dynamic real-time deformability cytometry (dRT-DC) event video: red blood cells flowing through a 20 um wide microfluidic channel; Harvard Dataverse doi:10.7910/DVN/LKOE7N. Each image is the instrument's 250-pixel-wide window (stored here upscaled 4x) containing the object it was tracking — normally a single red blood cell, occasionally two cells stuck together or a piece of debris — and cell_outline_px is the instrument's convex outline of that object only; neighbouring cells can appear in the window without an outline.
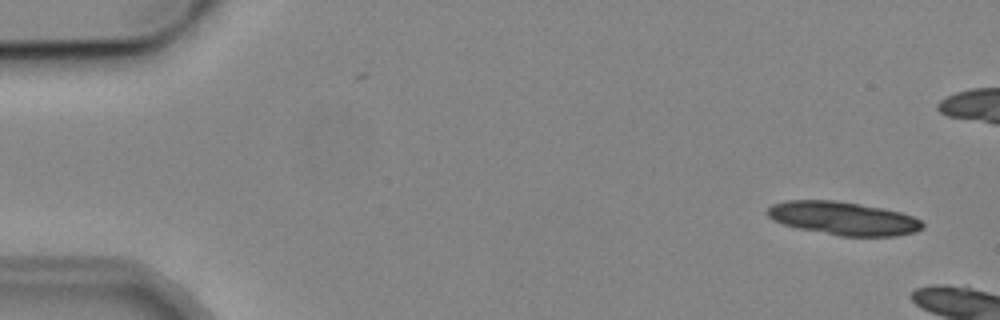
{"species": "common noctule bat (a hibernating species)", "species_latin": "Nyctalus noctula", "temperature_condition": "cold", "stored_images_in_passage": 8, "camera_frame_rate_fps": 3000, "um_per_image_px": 0.085, "animal": {"sex": "male", "body_mass_g": 19.2, "forearm_length_mm": 51.8}, "frame": {"image": 1, "passage_image": 1, "time_ms": 0.0, "image_size_px": [1000, 320], "cell_outline_px": [[924, 228], [916, 232], [896, 236], [840, 236], [800, 228], [784, 224], [772, 220], [764, 212], [772, 204], [788, 200], [832, 200], [880, 208], [900, 212], [912, 216], [920, 220], [924, 224]], "centroid_in_image_um": [71.67, 18.56], "position_along_channel_um": 13.3, "area_um2": 29.88}}